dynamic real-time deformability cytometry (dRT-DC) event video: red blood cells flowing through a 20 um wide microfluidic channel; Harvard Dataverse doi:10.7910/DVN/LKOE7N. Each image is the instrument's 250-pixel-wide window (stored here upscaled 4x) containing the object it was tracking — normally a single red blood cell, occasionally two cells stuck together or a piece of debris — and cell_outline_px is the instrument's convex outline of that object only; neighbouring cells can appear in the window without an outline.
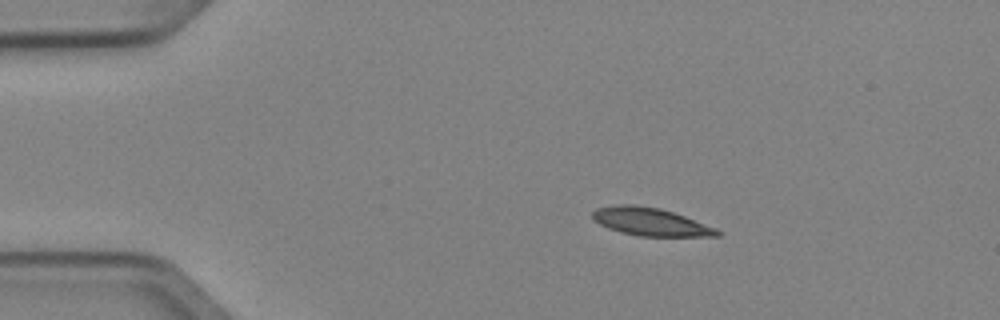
{"species": "Egyptian fruit bat (a non-hibernating species)", "species_latin": "Rousettus aegyptiacus", "temperature_condition": "cold", "stored_images_in_passage": 2, "camera_frame_rate_fps": 3000, "um_per_image_px": 0.085, "animal": {"sex": "female"}, "frame": {"image": 1, "passage_image": 1, "time_ms": 0.0, "image_size_px": [1000, 320], "cell_outline_px": [[720, 236], [636, 236], [620, 232], [608, 228], [592, 220], [592, 212], [596, 208], [616, 204], [632, 204], [660, 208], [684, 216], [716, 228], [720, 232]], "centroid_in_image_um": [55.23, 18.85], "position_along_channel_um": 29.8, "area_um2": 20.29}}